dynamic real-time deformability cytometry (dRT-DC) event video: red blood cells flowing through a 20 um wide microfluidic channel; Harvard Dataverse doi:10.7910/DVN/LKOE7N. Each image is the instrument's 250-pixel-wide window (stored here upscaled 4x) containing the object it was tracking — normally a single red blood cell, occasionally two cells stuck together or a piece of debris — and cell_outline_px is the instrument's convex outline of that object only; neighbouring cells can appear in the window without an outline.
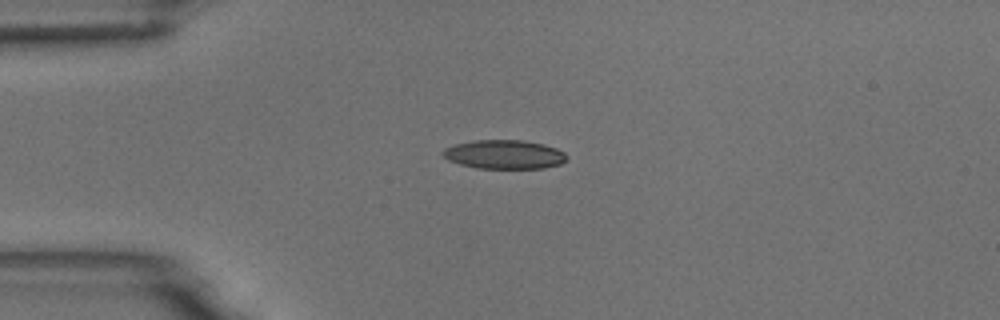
{"species": "common noctule bat (a hibernating species)", "species_latin": "Nyctalus noctula", "temperature_condition": "room temperature", "stored_images_in_passage": 54, "camera_frame_rate_fps": 3000, "um_per_image_px": 0.085, "animal": {"sex": "male", "body_mass_g": 18.8}, "frame": {"image": 1, "passage_image": 13, "time_ms": 4.0, "image_size_px": [1000, 320], "cell_outline_px": [[568, 156], [560, 164], [544, 168], [476, 168], [460, 164], [448, 160], [440, 152], [444, 148], [456, 144], [472, 140], [524, 140], [544, 144], [556, 148], [564, 152]], "centroid_in_image_um": [42.85, 13.12], "position_along_channel_um": 42.2, "area_um2": 20.92}}
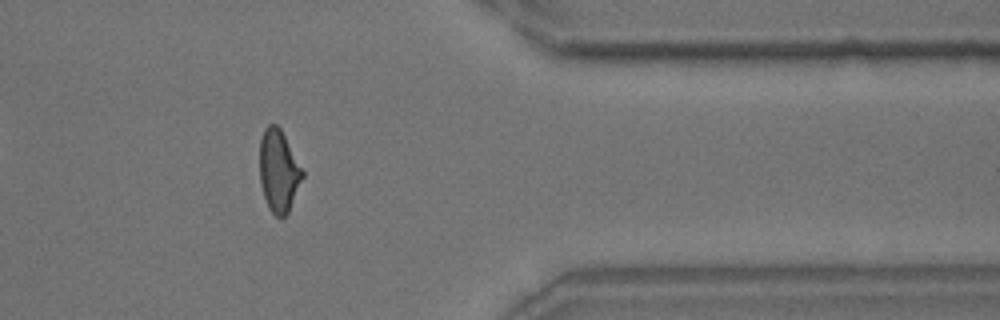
{"frame": {"image": 2, "passage_image": 44, "time_ms": 14.333, "image_size_px": [1000, 320], "cell_outline_px": [[304, 176], [288, 212], [280, 220], [268, 208], [260, 184], [260, 140], [264, 128], [268, 124], [276, 124], [280, 128], [304, 172]], "centroid_in_image_um": [23.68, 14.54], "position_along_channel_um": 387.7, "area_um2": 20.46}}
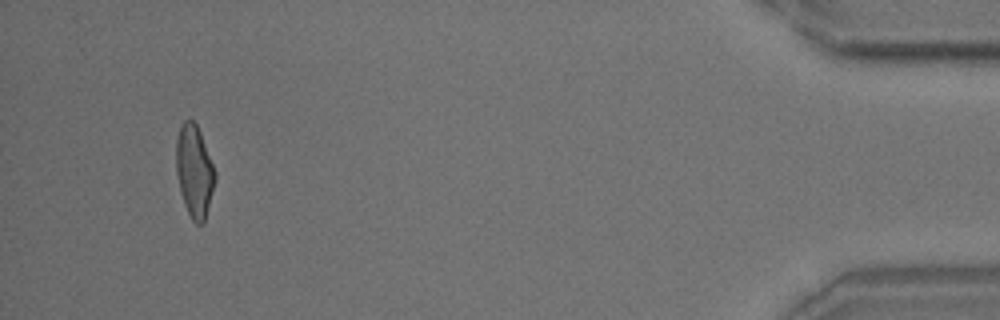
{"frame": {"image": 3, "passage_image": 51, "time_ms": 16.667, "image_size_px": [1000, 320], "cell_outline_px": [[216, 180], [204, 224], [196, 224], [192, 220], [184, 204], [180, 192], [176, 172], [176, 140], [180, 124], [184, 120], [192, 120], [196, 124], [200, 132], [216, 172]], "centroid_in_image_um": [16.52, 14.56], "position_along_channel_um": 418.7, "area_um2": 21.04}, "authors_computed_cell_mechanics": {"area_um2": 20.808, "velocity_mm_per_s": 3.7184, "shape_relaxation_time_tau1_ms": 5.9588, "shape_relaxation_time_tau2_ms": 1.516, "deformation_change_tau1": 0.18, "deformation_change_tau2": 0.0838}}